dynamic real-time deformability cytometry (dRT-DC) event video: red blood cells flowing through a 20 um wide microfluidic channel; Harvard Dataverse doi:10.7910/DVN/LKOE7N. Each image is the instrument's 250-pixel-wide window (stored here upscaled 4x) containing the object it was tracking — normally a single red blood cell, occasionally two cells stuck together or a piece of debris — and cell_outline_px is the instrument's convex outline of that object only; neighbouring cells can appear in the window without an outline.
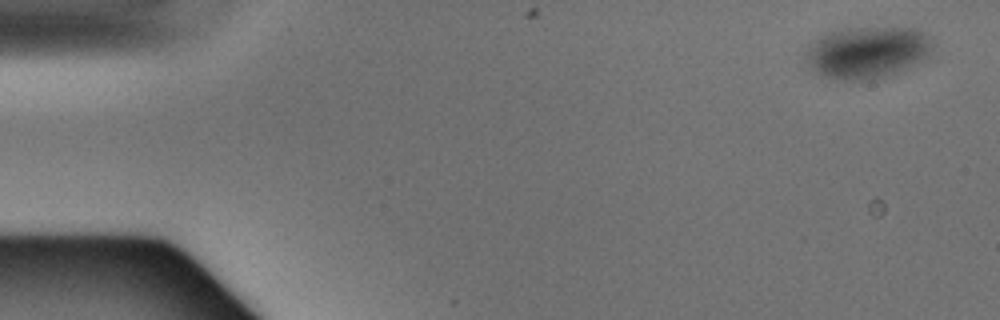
{"species": "Egyptian fruit bat (a non-hibernating species)", "species_latin": "Rousettus aegyptiacus", "temperature_condition": "warm", "stored_images_in_passage": 46, "camera_frame_rate_fps": 3000, "um_per_image_px": 0.085, "animal": {"sex": "male"}, "frame": {"image": 1, "passage_image": 1, "time_ms": 0.0, "image_size_px": [1000, 320], "cell_outline_px": [[936, 44], [920, 60], [896, 72], [872, 80], [840, 80], [820, 76], [808, 68], [804, 60], [804, 52], [820, 36], [828, 32], [848, 28], [920, 28], [936, 40]], "centroid_in_image_um": [73.68, 4.44], "position_along_channel_um": 11.3, "area_um2": 38.61}}
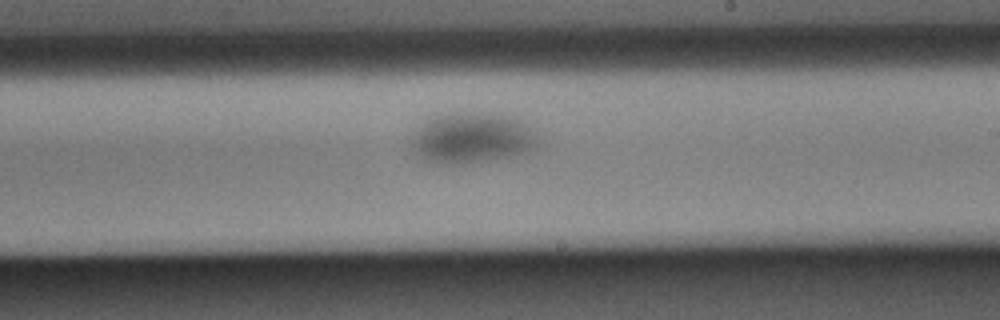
{"frame": {"image": 2, "passage_image": 27, "time_ms": 8.667, "image_size_px": [1000, 320], "cell_outline_px": [[540, 140], [528, 152], [512, 156], [460, 164], [448, 164], [424, 160], [416, 152], [412, 144], [412, 136], [420, 124], [424, 120], [432, 116], [448, 112], [480, 112], [512, 116], [528, 124]], "centroid_in_image_um": [40.12, 11.69], "position_along_channel_um": 248.9, "area_um2": 37.57}}
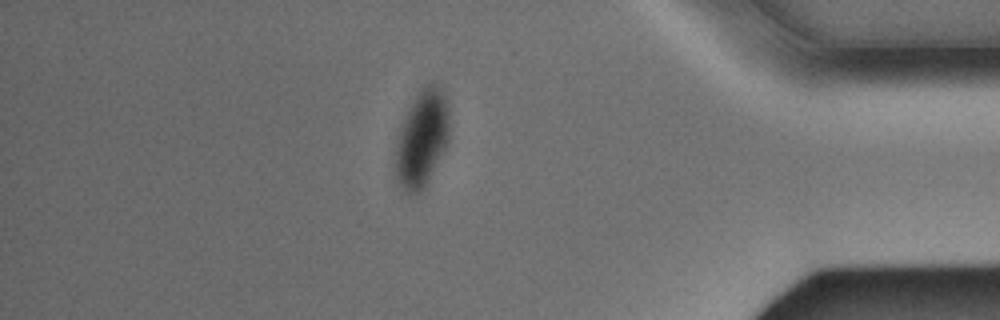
{"frame": {"image": 3, "passage_image": 40, "time_ms": 13.0, "image_size_px": [1000, 320], "cell_outline_px": [[448, 140], [444, 148], [420, 192], [404, 192], [396, 176], [396, 140], [404, 116], [412, 100], [428, 84], [436, 84], [444, 96], [448, 112]], "centroid_in_image_um": [35.82, 11.76], "position_along_channel_um": 399.4, "area_um2": 29.13}}